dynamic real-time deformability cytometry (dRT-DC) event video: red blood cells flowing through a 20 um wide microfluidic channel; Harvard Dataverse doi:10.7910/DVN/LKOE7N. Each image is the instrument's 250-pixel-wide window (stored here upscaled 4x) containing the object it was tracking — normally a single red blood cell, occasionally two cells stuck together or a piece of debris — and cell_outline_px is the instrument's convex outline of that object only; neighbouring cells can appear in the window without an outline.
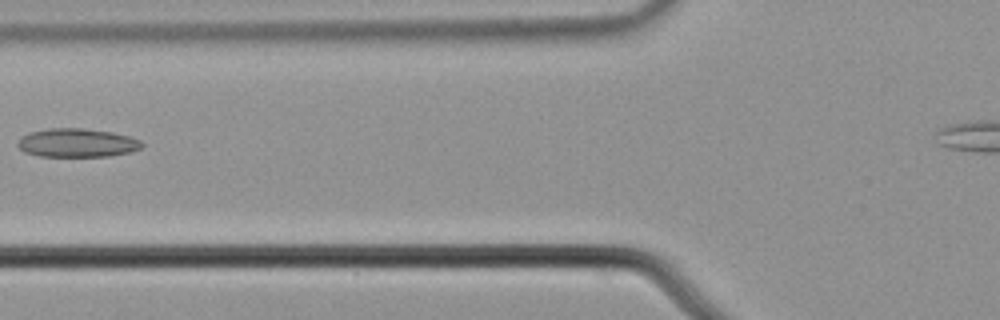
{"species": "common noctule bat (a hibernating species)", "species_latin": "Nyctalus noctula", "temperature_condition": "cold", "stored_images_in_passage": 4, "camera_frame_rate_fps": 3000, "um_per_image_px": 0.085, "animal": {"sex": "male", "body_mass_g": 21.5, "forearm_length_mm": 52.0}, "frame": {"image": 1, "passage_image": 3, "time_ms": 0.667, "image_size_px": [1000, 320], "cell_outline_px": [[144, 144], [140, 148], [128, 152], [112, 156], [40, 156], [24, 152], [16, 144], [20, 136], [28, 132], [48, 128], [84, 128], [112, 132], [128, 136], [140, 140]], "centroid_in_image_um": [6.51, 12.13], "position_along_channel_um": 119.3, "area_um2": 20.81}}
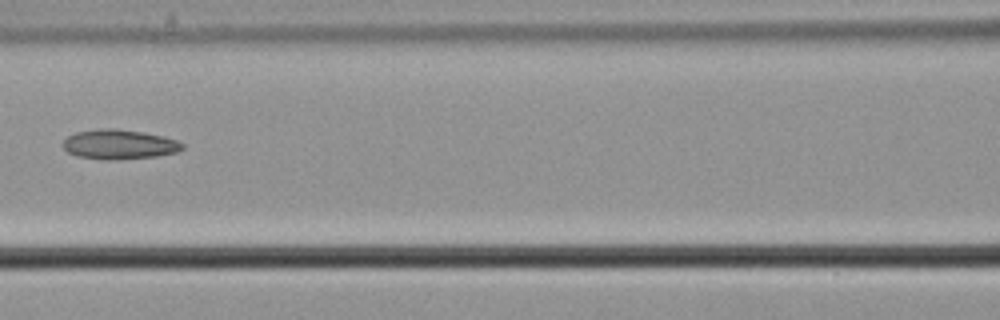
{"frame": {"image": 2, "passage_image": 4, "time_ms": 1.0, "image_size_px": [1000, 320], "cell_outline_px": [[184, 148], [176, 152], [156, 156], [112, 160], [104, 160], [76, 156], [68, 152], [64, 148], [64, 140], [68, 136], [76, 132], [100, 128], [116, 128], [144, 132], [164, 136], [176, 140], [184, 144]], "centroid_in_image_um": [10.14, 12.27], "position_along_channel_um": 156.5, "area_um2": 20.69}}